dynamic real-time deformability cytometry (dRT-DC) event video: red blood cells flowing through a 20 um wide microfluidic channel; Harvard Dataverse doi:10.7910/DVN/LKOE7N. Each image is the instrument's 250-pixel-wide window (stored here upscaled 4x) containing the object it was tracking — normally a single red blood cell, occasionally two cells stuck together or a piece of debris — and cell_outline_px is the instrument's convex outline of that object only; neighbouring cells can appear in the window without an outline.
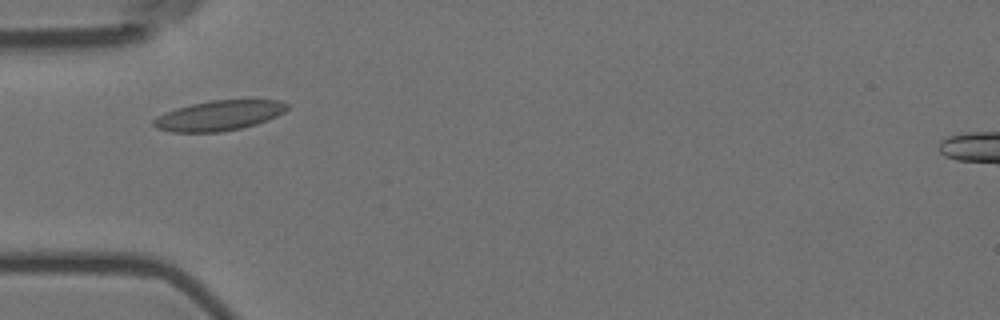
{"species": "Egyptian fruit bat (a non-hibernating species)", "species_latin": "Rousettus aegyptiacus", "temperature_condition": "room temperature", "stored_images_in_passage": 6, "camera_frame_rate_fps": 3000, "um_per_image_px": 0.085, "animal": {"sex": "female"}, "frame": {"image": 1, "passage_image": 3, "time_ms": 0.667, "image_size_px": [1000, 320], "cell_outline_px": [[288, 108], [284, 112], [268, 120], [256, 124], [240, 128], [220, 132], [172, 132], [156, 128], [152, 124], [152, 120], [156, 116], [176, 108], [192, 104], [212, 100], [280, 100], [288, 104]], "centroid_in_image_um": [18.6, 9.82], "position_along_channel_um": 66.4, "area_um2": 23.35}}
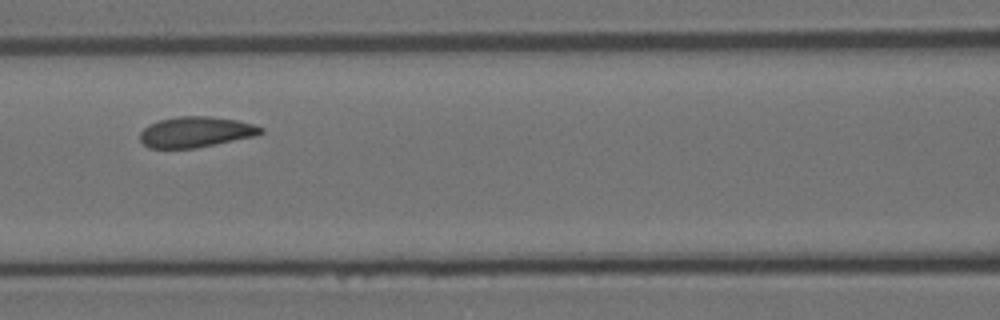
{"frame": {"image": 2, "passage_image": 5, "time_ms": 1.333, "image_size_px": [1000, 320], "cell_outline_px": [[264, 132], [256, 136], [196, 148], [148, 148], [140, 140], [140, 132], [148, 124], [160, 120], [176, 116], [208, 116], [236, 120], [252, 124], [264, 128]], "centroid_in_image_um": [16.63, 11.22], "position_along_channel_um": 150.0, "area_um2": 21.62}}
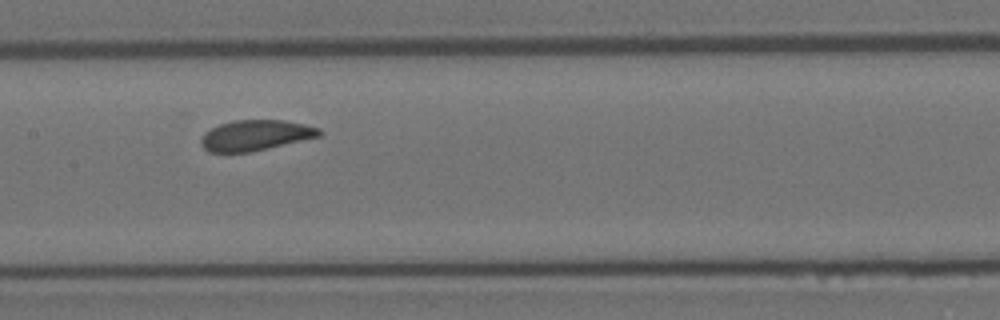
{"frame": {"image": 3, "passage_image": 6, "time_ms": 1.667, "image_size_px": [1000, 320], "cell_outline_px": [[324, 132], [320, 136], [268, 148], [248, 152], [208, 152], [200, 144], [200, 140], [204, 132], [220, 124], [232, 120], [284, 120], [304, 124], [320, 128]], "centroid_in_image_um": [21.71, 11.49], "position_along_channel_um": 185.7, "area_um2": 21.04}}